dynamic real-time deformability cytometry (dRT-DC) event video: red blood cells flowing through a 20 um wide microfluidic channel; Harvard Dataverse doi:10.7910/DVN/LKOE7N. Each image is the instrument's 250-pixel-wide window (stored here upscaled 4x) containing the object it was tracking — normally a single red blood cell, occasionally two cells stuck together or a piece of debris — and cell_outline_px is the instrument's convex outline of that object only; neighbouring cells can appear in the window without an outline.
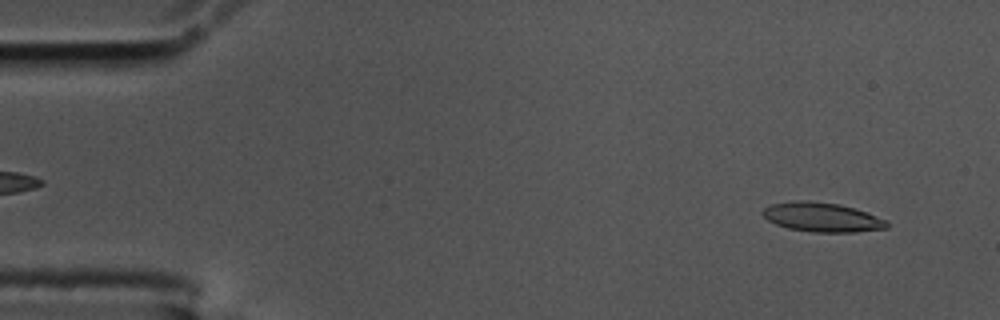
{"species": "common noctule bat (a hibernating species)", "species_latin": "Nyctalus noctula", "temperature_condition": "cold", "stored_images_in_passage": 57, "camera_frame_rate_fps": 3000, "um_per_image_px": 0.085, "animal": {"sex": "male", "body_mass_g": 17.5, "forearm_length_mm": 52.3}, "frame": {"image": 1, "passage_image": 4, "time_ms": 1.0, "image_size_px": [1000, 320], "cell_outline_px": [[888, 228], [856, 232], [812, 232], [788, 228], [776, 224], [768, 220], [760, 212], [764, 208], [772, 204], [796, 200], [808, 200], [840, 204], [888, 220]], "centroid_in_image_um": [69.86, 18.46], "position_along_channel_um": 15.1, "area_um2": 21.15}}
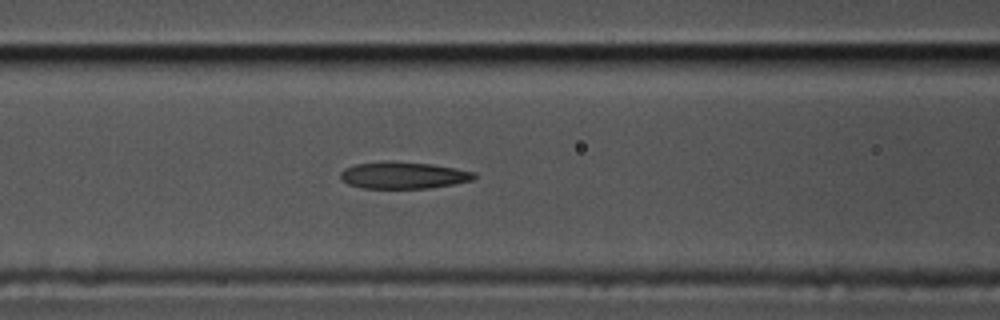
{"frame": {"image": 2, "passage_image": 23, "time_ms": 7.333, "image_size_px": [1000, 320], "cell_outline_px": [[476, 176], [472, 180], [452, 184], [428, 188], [364, 188], [348, 184], [340, 180], [340, 172], [344, 168], [356, 164], [384, 160], [388, 160], [432, 164], [456, 168], [476, 172]], "centroid_in_image_um": [34.25, 14.88], "position_along_channel_um": 132.4, "area_um2": 21.1}}
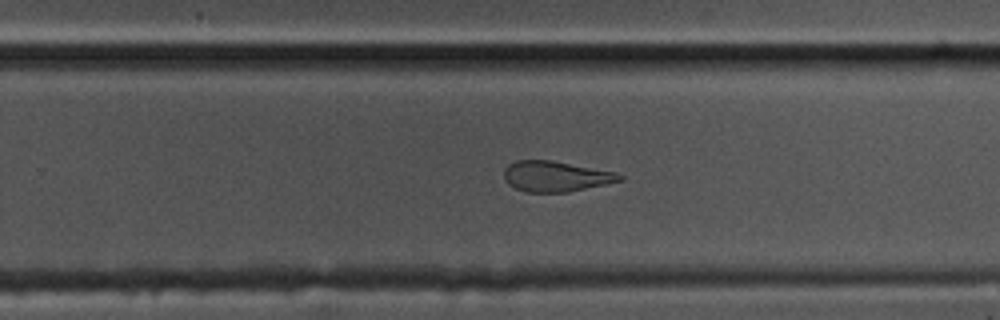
{"frame": {"image": 3, "passage_image": 36, "time_ms": 11.667, "image_size_px": [1000, 320], "cell_outline_px": [[624, 180], [568, 192], [524, 192], [508, 184], [504, 180], [504, 168], [508, 164], [516, 160], [552, 160], [616, 172], [624, 176]], "centroid_in_image_um": [47.22, 14.98], "position_along_channel_um": 282.6, "area_um2": 20.69}, "authors_computed_cell_mechanics": {"area_um2": 21.5016, "velocity_mm_per_s": 3.4733, "shape_relaxation_time_tau1_ms": 7.9195, "shape_relaxation_time_tau2_ms": 2.2486, "deformation_change_tau1": 0.2406, "deformation_change_tau2": 0.1146}}